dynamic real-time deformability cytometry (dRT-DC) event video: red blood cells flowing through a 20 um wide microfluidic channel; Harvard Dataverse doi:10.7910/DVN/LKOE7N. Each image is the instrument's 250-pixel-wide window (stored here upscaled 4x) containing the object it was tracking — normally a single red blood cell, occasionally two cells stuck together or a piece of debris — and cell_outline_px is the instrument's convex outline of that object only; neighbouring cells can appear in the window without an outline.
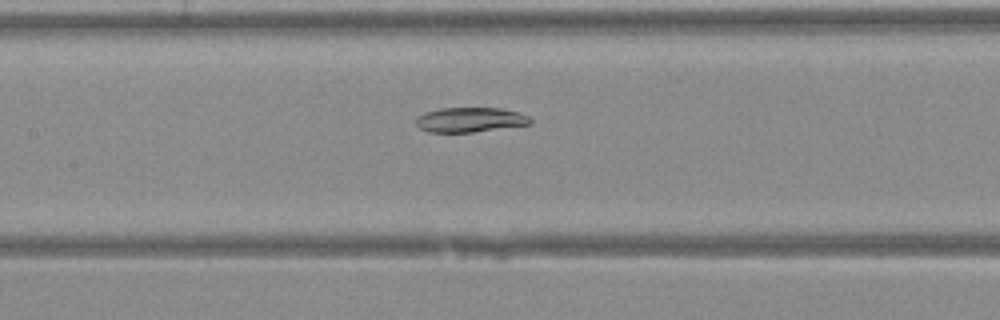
{"species": "Egyptian fruit bat (a non-hibernating species)", "species_latin": "Rousettus aegyptiacus", "temperature_condition": "warm", "stored_images_in_passage": 32, "camera_frame_rate_fps": 3000, "um_per_image_px": 0.085, "animal": {"sex": "female"}, "frame": {"image": 1, "passage_image": 12, "time_ms": 3.667, "image_size_px": [1000, 320], "cell_outline_px": [[532, 124], [472, 132], [428, 132], [420, 128], [416, 124], [416, 116], [424, 112], [440, 108], [500, 108], [516, 112], [528, 116], [532, 120]], "centroid_in_image_um": [39.92, 10.18], "position_along_channel_um": 167.5, "area_um2": 16.47}}
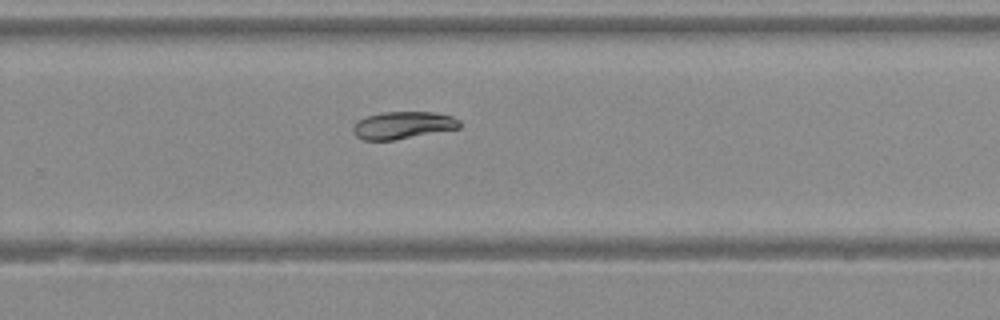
{"frame": {"image": 2, "passage_image": 20, "time_ms": 6.333, "image_size_px": [1000, 320], "cell_outline_px": [[460, 128], [392, 140], [364, 140], [356, 136], [352, 132], [352, 128], [360, 120], [368, 116], [380, 112], [432, 112], [452, 116], [460, 120]], "centroid_in_image_um": [34.25, 10.64], "position_along_channel_um": 295.5, "area_um2": 16.76}}
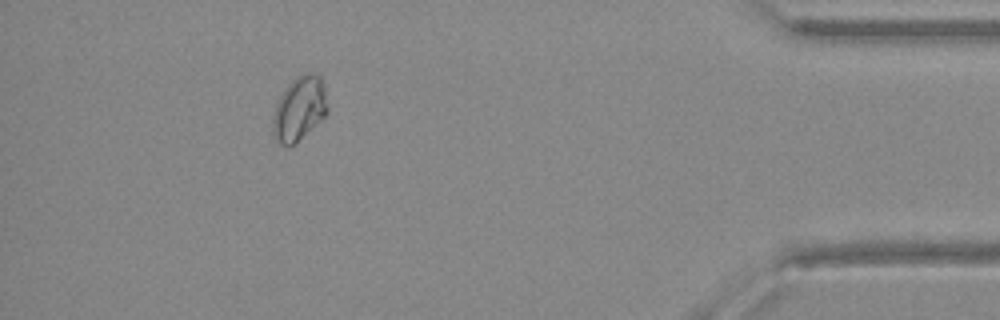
{"frame": {"image": 3, "passage_image": 30, "time_ms": 9.667, "image_size_px": [1000, 320], "cell_outline_px": [[328, 112], [320, 120], [288, 148], [280, 144], [272, 136], [272, 120], [276, 100], [284, 88], [292, 80], [304, 72], [312, 72], [320, 76], [324, 88], [328, 108]], "centroid_in_image_um": [25.4, 9.22], "position_along_channel_um": 409.8, "area_um2": 20.52}}